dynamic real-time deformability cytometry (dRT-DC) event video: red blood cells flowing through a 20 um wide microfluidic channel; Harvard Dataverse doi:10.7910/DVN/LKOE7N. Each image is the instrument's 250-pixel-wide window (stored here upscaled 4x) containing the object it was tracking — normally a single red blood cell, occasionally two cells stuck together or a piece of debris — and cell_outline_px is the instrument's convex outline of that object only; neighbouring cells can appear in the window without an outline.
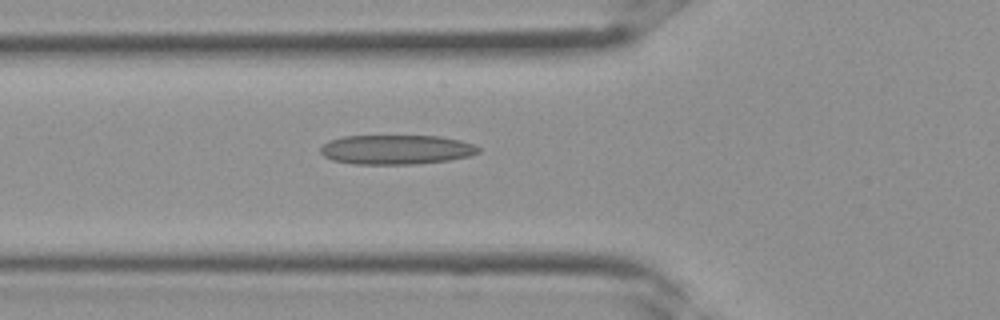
{"species": "Egyptian fruit bat (a non-hibernating species)", "species_latin": "Rousettus aegyptiacus", "temperature_condition": "room temperature", "stored_images_in_passage": 27, "camera_frame_rate_fps": 3000, "um_per_image_px": 0.085, "frame": {"image": 1, "passage_image": 5, "time_ms": 1.333, "image_size_px": [1000, 320], "cell_outline_px": [[480, 152], [472, 156], [448, 160], [412, 164], [352, 164], [332, 160], [324, 156], [320, 152], [320, 148], [328, 140], [344, 136], [440, 136], [460, 140], [476, 144], [480, 148]], "centroid_in_image_um": [33.7, 12.71], "position_along_channel_um": 92.1, "area_um2": 27.34}}
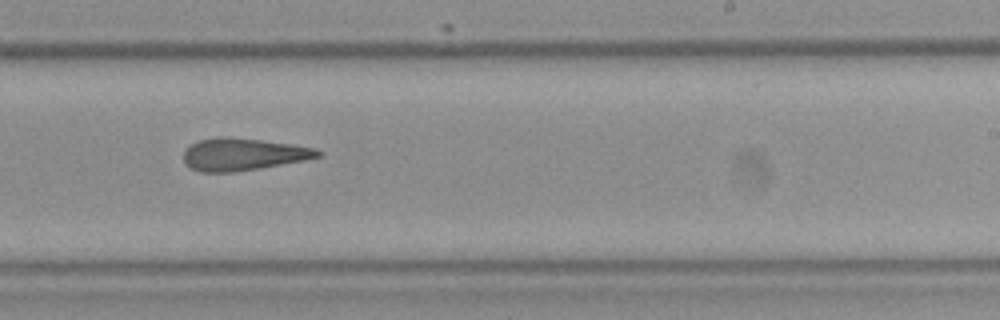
{"frame": {"image": 2, "passage_image": 14, "time_ms": 4.333, "image_size_px": [1000, 320], "cell_outline_px": [[324, 152], [320, 156], [304, 160], [260, 168], [236, 172], [200, 172], [184, 164], [184, 148], [200, 140], [216, 136], [224, 136], [260, 140], [316, 148]], "centroid_in_image_um": [20.63, 13.12], "position_along_channel_um": 268.4, "area_um2": 25.2}}
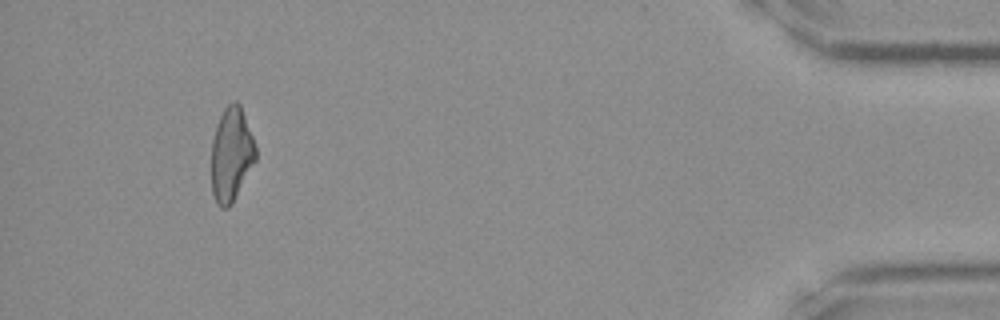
{"frame": {"image": 3, "passage_image": 25, "time_ms": 8.0, "image_size_px": [1000, 320], "cell_outline_px": [[256, 160], [232, 204], [228, 208], [220, 208], [216, 204], [212, 192], [212, 140], [216, 124], [224, 108], [232, 100], [236, 100], [240, 104], [252, 136], [256, 148]], "centroid_in_image_um": [19.65, 13.14], "position_along_channel_um": 415.5, "area_um2": 24.33}}